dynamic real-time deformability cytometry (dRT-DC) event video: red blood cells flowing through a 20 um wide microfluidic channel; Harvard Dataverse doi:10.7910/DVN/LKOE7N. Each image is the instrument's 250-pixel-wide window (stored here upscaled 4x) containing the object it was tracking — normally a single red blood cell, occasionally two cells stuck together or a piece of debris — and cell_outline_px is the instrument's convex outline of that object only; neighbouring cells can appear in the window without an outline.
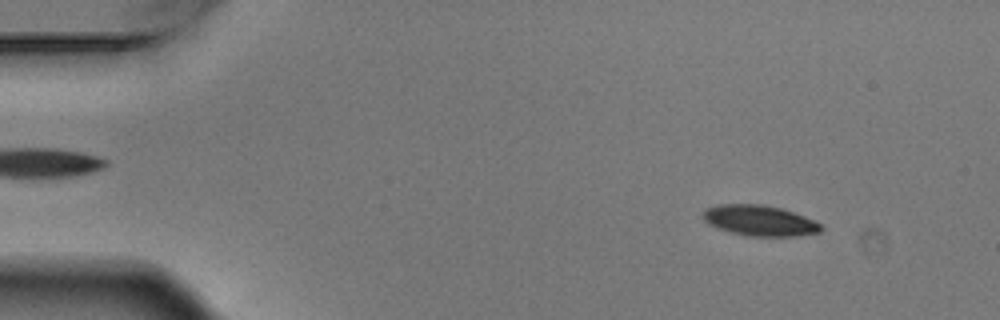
{"species": "Egyptian fruit bat (a non-hibernating species)", "species_latin": "Rousettus aegyptiacus", "temperature_condition": "warm", "stored_images_in_passage": 5, "segment_of_instrument_passage": [2, 2], "camera_frame_rate_fps": 3000, "um_per_image_px": 0.085, "animal": {"sex": "male"}, "frame": {"image": 1, "passage_image": 5, "time_ms": 1.333, "image_size_px": [1000, 320], "cell_outline_px": [[824, 228], [820, 232], [796, 236], [744, 236], [708, 224], [704, 220], [704, 208], [716, 204], [764, 204], [780, 208], [804, 216], [820, 224]], "centroid_in_image_um": [64.55, 18.74], "position_along_channel_um": 20.4, "area_um2": 20.98}}